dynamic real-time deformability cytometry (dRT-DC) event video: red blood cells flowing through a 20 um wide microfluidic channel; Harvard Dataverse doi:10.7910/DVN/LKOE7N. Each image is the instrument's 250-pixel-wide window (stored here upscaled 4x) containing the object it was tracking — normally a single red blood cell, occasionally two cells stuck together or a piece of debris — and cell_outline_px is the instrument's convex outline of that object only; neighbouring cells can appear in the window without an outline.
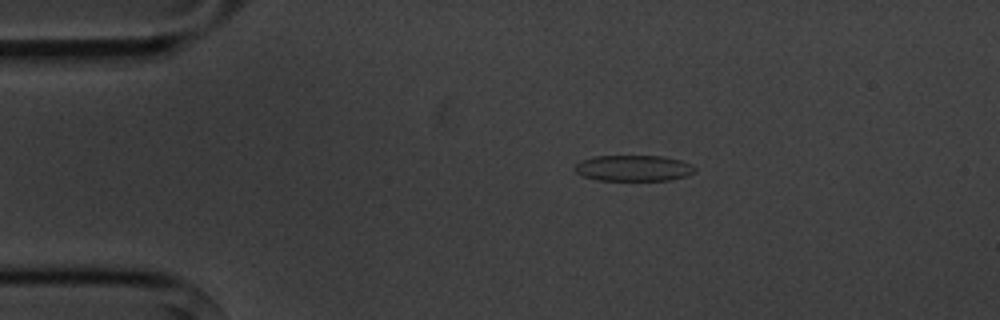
{"species": "common noctule bat (a hibernating species)", "species_latin": "Nyctalus noctula", "temperature_condition": "cold", "stored_images_in_passage": 3, "camera_frame_rate_fps": 3000, "um_per_image_px": 0.085, "animal": {"sex": "male", "body_mass_g": 20.1, "forearm_length_mm": 53.5}, "frame": {"image": 1, "passage_image": 1, "time_ms": 0.0, "image_size_px": [1000, 320], "cell_outline_px": [[696, 172], [688, 176], [672, 180], [600, 180], [584, 176], [576, 172], [572, 168], [580, 160], [596, 156], [664, 156], [680, 160], [692, 164], [696, 168]], "centroid_in_image_um": [53.89, 14.29], "position_along_channel_um": 31.1, "area_um2": 18.32}}